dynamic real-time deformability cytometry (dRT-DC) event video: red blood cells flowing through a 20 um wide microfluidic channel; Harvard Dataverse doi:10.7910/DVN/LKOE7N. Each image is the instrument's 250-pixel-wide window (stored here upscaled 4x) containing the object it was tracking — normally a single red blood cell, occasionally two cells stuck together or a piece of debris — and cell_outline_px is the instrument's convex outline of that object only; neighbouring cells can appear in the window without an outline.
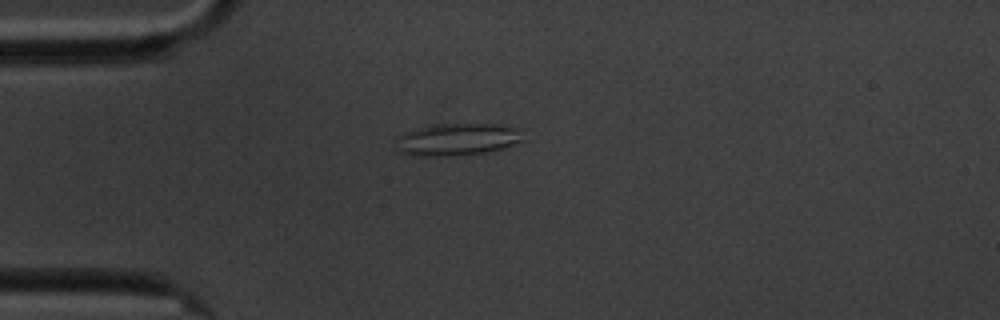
{"species": "common noctule bat (a hibernating species)", "species_latin": "Nyctalus noctula", "temperature_condition": "cold", "stored_images_in_passage": 5, "camera_frame_rate_fps": 3000, "um_per_image_px": 0.085, "animal": {"sex": "male", "body_mass_g": 20.1, "forearm_length_mm": 53.5}, "frame": {"image": 1, "passage_image": 1, "time_ms": 0.0, "image_size_px": [1000, 320], "cell_outline_px": [[528, 140], [500, 148], [484, 152], [460, 156], [412, 156], [396, 152], [400, 136], [404, 132], [436, 124], [500, 124], [520, 128]], "centroid_in_image_um": [38.94, 11.86], "position_along_channel_um": 46.1, "area_um2": 24.16}}
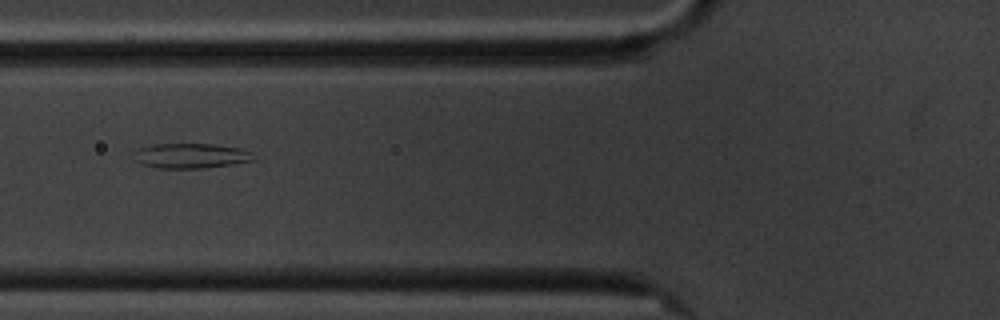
{"frame": {"image": 2, "passage_image": 3, "time_ms": 2.333, "image_size_px": [1000, 320], "cell_outline_px": [[256, 160], [232, 164], [204, 168], [156, 168], [140, 164], [136, 160], [136, 148], [152, 144], [216, 144], [240, 148], [252, 152]], "centroid_in_image_um": [16.24, 13.24], "position_along_channel_um": 109.6, "area_um2": 17.51}}